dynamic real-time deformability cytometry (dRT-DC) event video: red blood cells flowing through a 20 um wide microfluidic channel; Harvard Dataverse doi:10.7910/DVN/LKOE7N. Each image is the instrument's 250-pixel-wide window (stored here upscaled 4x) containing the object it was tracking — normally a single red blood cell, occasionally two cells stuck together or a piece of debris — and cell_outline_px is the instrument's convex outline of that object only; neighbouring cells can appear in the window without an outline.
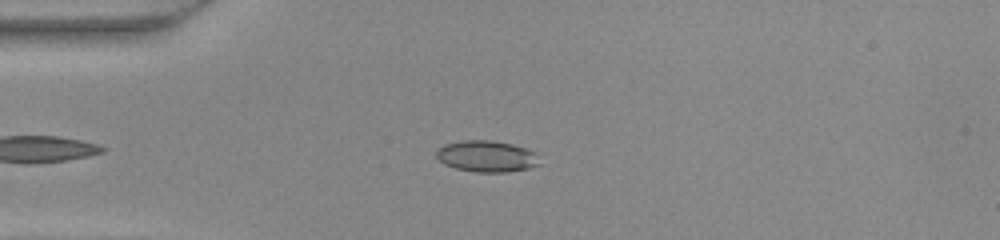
{"species": "common noctule bat (a hibernating species)", "species_latin": "Nyctalus noctula", "temperature_condition": "warm", "stored_images_in_passage": 41, "camera_frame_rate_fps": 3000, "um_per_image_px": 0.085, "animal": {"sex": "female", "body_mass_g": 22.0, "forearm_length_mm": 56.7}, "frame": {"image": 1, "passage_image": 8, "time_ms": 2.333, "image_size_px": [1000, 240], "cell_outline_px": [[540, 164], [528, 168], [508, 172], [476, 172], [456, 168], [444, 164], [436, 156], [436, 148], [444, 144], [460, 140], [492, 140], [512, 144], [536, 152]], "centroid_in_image_um": [41.34, 13.27], "position_along_channel_um": 43.7, "area_um2": 18.96}}
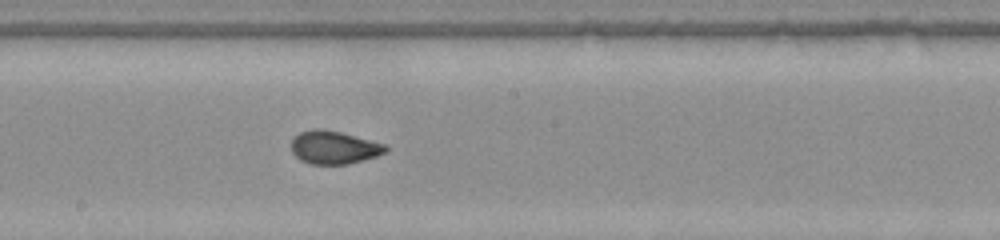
{"frame": {"image": 2, "passage_image": 22, "time_ms": 7.0, "image_size_px": [1000, 240], "cell_outline_px": [[388, 148], [384, 152], [376, 156], [364, 160], [348, 164], [312, 164], [300, 160], [292, 152], [292, 140], [300, 132], [312, 128], [324, 128], [340, 132], [384, 144]], "centroid_in_image_um": [28.36, 12.53], "position_along_channel_um": 219.8, "area_um2": 18.03}}
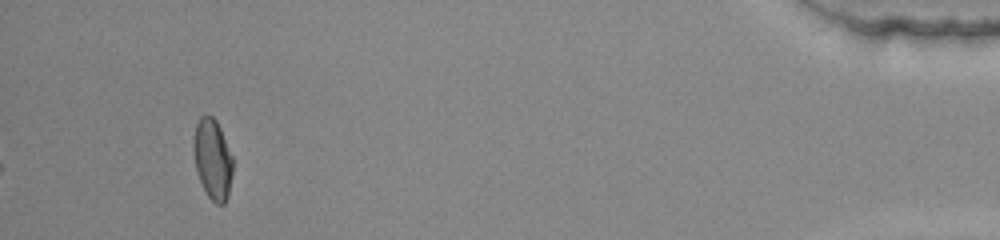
{"frame": {"image": 3, "passage_image": 41, "time_ms": 13.333, "image_size_px": [1000, 240], "cell_outline_px": [[232, 172], [228, 196], [224, 204], [216, 204], [208, 196], [200, 180], [196, 168], [192, 148], [192, 140], [196, 124], [200, 116], [212, 116], [216, 120], [220, 128], [232, 156]], "centroid_in_image_um": [18.05, 13.51], "position_along_channel_um": 417.1, "area_um2": 18.26}}